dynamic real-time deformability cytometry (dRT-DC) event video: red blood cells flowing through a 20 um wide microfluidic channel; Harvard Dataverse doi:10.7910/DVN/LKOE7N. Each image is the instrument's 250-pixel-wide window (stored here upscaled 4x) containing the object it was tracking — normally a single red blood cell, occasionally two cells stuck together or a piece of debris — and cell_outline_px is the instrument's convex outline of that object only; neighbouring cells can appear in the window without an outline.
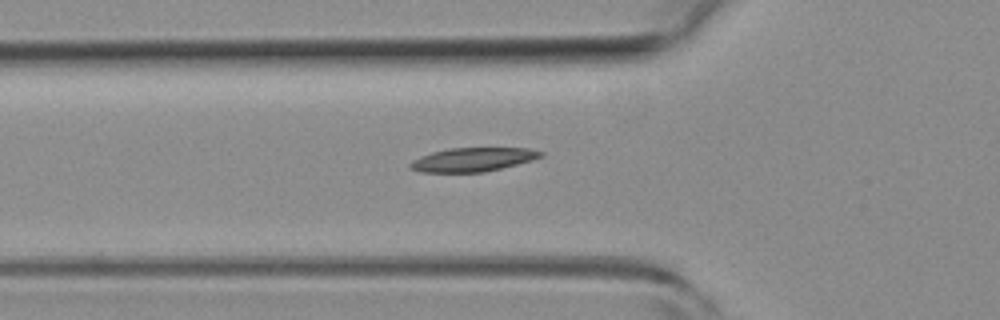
{"species": "common noctule bat (a hibernating species)", "species_latin": "Nyctalus noctula", "temperature_condition": "room temperature", "stored_images_in_passage": 5, "camera_frame_rate_fps": 3000, "um_per_image_px": 0.085, "animal": {"sex": "female", "body_mass_g": 19.3, "forearm_length_mm": 54.1}, "frame": {"image": 1, "passage_image": 5, "time_ms": 1.333, "image_size_px": [1000, 320], "cell_outline_px": [[544, 156], [532, 160], [484, 172], [420, 172], [408, 168], [408, 164], [412, 160], [420, 156], [432, 152], [448, 148], [528, 148], [544, 152]], "centroid_in_image_um": [40.15, 13.56], "position_along_channel_um": 85.6, "area_um2": 18.15}}